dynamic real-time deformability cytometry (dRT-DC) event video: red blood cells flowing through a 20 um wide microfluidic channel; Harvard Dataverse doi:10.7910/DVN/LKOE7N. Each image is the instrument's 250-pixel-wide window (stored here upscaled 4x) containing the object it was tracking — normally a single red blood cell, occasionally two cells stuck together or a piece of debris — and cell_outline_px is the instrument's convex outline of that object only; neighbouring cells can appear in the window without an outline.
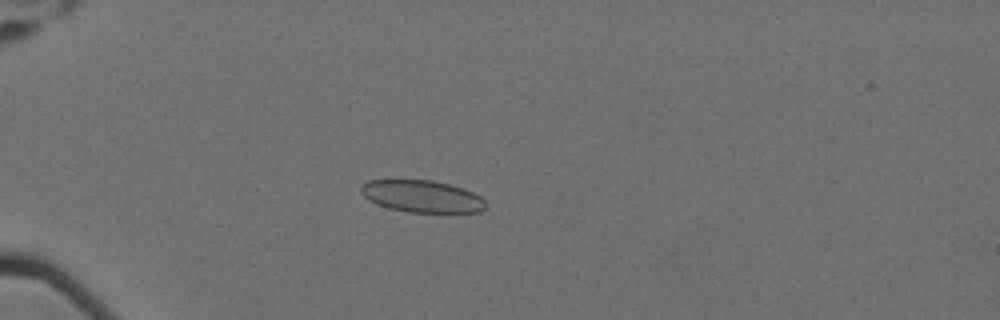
{"species": "Egyptian fruit bat (a non-hibernating species)", "species_latin": "Rousettus aegyptiacus", "temperature_condition": "cold", "stored_images_in_passage": 61, "camera_frame_rate_fps": 3000, "um_per_image_px": 0.085, "animal": {"sex": "female"}, "frame": {"image": 1, "passage_image": 19, "time_ms": 6.0, "image_size_px": [1000, 320], "cell_outline_px": [[484, 208], [480, 212], [408, 212], [388, 208], [376, 204], [368, 200], [360, 192], [360, 184], [368, 180], [432, 180], [464, 188], [480, 196], [484, 200]], "centroid_in_image_um": [35.81, 16.68], "position_along_channel_um": 49.2, "area_um2": 23.35}}
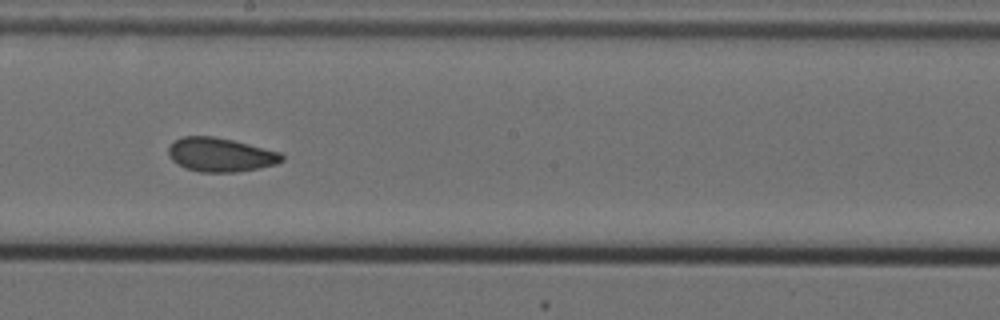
{"frame": {"image": 2, "passage_image": 37, "time_ms": 12.0, "image_size_px": [1000, 320], "cell_outline_px": [[284, 160], [276, 164], [236, 172], [200, 172], [184, 168], [172, 160], [168, 156], [168, 148], [176, 140], [184, 136], [212, 136], [232, 140], [280, 152], [284, 156]], "centroid_in_image_um": [18.72, 13.16], "position_along_channel_um": 229.5, "area_um2": 22.25}}
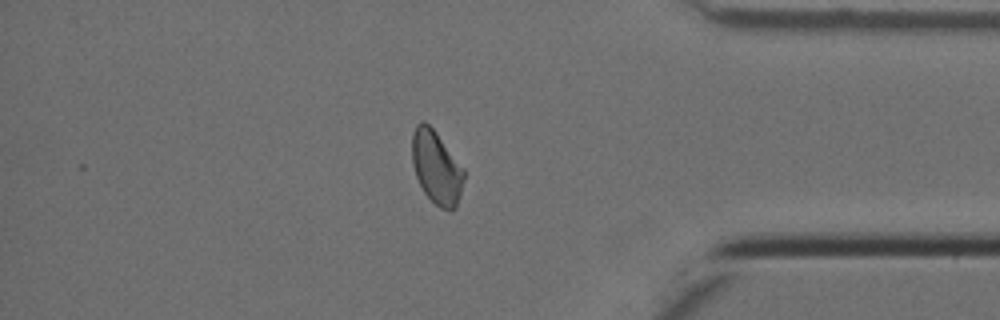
{"frame": {"image": 3, "passage_image": 53, "time_ms": 17.333, "image_size_px": [1000, 320], "cell_outline_px": [[464, 180], [460, 196], [456, 208], [452, 212], [440, 208], [424, 192], [416, 176], [412, 164], [412, 132], [416, 124], [420, 120], [424, 120], [436, 132], [464, 168]], "centroid_in_image_um": [37.1, 14.23], "position_along_channel_um": 398.1, "area_um2": 22.25}, "authors_computed_cell_mechanics": {"area_um2": 22.6576, "velocity_mm_per_s": 3.492, "shape_relaxation_time_tau1_ms": null, "shape_relaxation_time_tau2_ms": 2.5029, "deformation_change_tau1": null, "deformation_change_tau2": 0.0699}}